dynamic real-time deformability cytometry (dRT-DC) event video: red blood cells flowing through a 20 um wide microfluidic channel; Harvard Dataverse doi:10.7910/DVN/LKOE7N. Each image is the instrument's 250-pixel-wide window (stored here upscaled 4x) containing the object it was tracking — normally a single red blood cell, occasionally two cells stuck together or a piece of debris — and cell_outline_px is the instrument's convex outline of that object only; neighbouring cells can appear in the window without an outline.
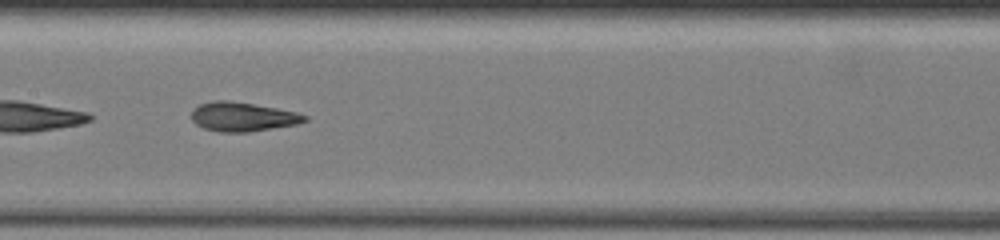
{"species": "common noctule bat (a hibernating species)", "species_latin": "Nyctalus noctula", "temperature_condition": "warm", "stored_images_in_passage": 64, "segment_of_instrument_passage": [2, 2], "camera_frame_rate_fps": 3000, "um_per_image_px": 0.085, "animal": {"sex": "female", "body_mass_g": 19.5, "forearm_length_mm": 54.1}, "frame": {"image": 1, "passage_image": 37, "time_ms": 12.0, "image_size_px": [1000, 240], "cell_outline_px": [[308, 120], [296, 124], [248, 132], [220, 132], [204, 128], [196, 124], [192, 120], [192, 108], [200, 104], [212, 100], [228, 100], [276, 108], [296, 112], [308, 116]], "centroid_in_image_um": [20.6, 9.92], "position_along_channel_um": 186.8, "area_um2": 19.13}}
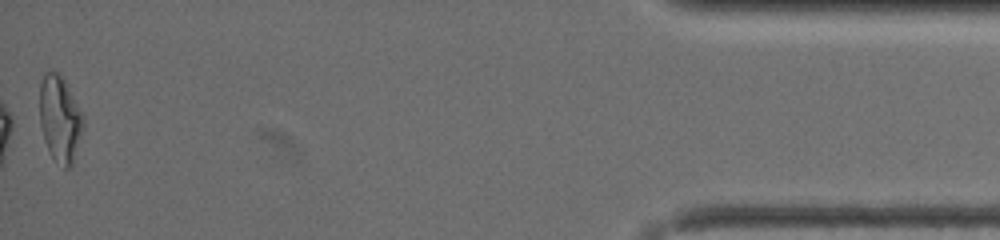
{"frame": {"image": 2, "passage_image": 64, "time_ms": 21.0, "image_size_px": [1000, 240], "cell_outline_px": [[84, 124], [72, 164], [68, 168], [64, 168], [56, 164], [52, 160], [44, 140], [40, 124], [40, 84], [44, 72], [60, 72], [84, 116]], "centroid_in_image_um": [5.08, 10.12], "position_along_channel_um": 430.1, "area_um2": 22.02}}